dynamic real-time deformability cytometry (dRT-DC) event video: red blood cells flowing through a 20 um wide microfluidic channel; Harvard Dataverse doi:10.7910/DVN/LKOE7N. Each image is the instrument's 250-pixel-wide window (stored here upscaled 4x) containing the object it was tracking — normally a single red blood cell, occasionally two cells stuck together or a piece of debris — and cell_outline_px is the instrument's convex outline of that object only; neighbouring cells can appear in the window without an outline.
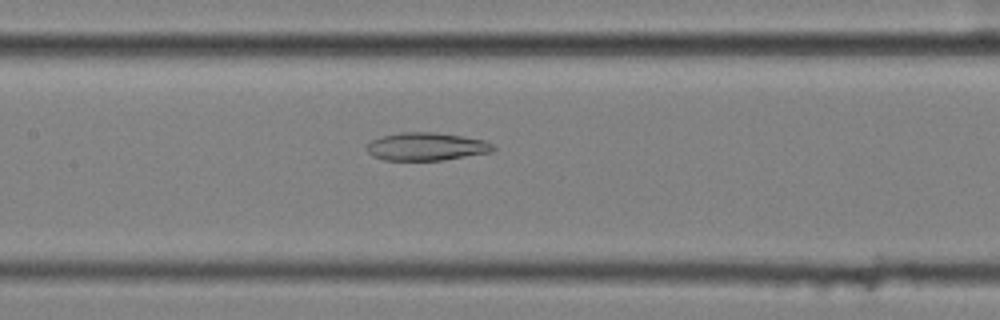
{"species": "common noctule bat (a hibernating species)", "species_latin": "Nyctalus noctula", "temperature_condition": "cold", "stored_images_in_passage": 55, "camera_frame_rate_fps": 3000, "um_per_image_px": 0.085, "animal": {"sex": "female", "body_mass_g": 25.1}, "frame": {"image": 1, "passage_image": 25, "time_ms": 8.0, "image_size_px": [1000, 320], "cell_outline_px": [[496, 148], [492, 152], [444, 160], [384, 160], [372, 156], [368, 152], [368, 144], [372, 140], [380, 136], [400, 132], [436, 132], [484, 140], [492, 144]], "centroid_in_image_um": [36.24, 12.46], "position_along_channel_um": 171.2, "area_um2": 20.58}}
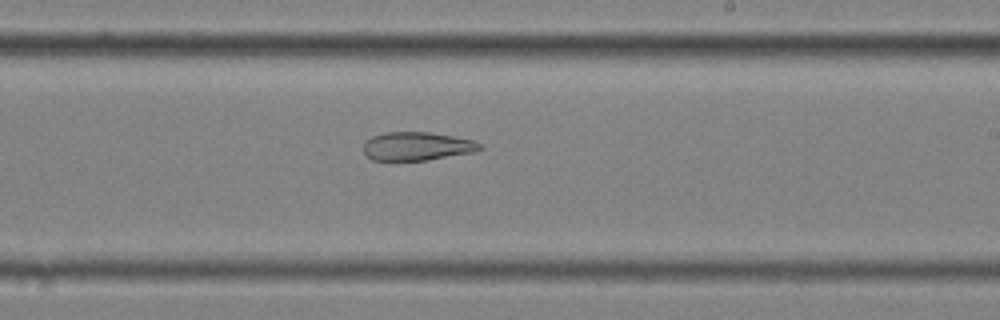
{"frame": {"image": 2, "passage_image": 32, "time_ms": 10.333, "image_size_px": [1000, 320], "cell_outline_px": [[484, 148], [472, 152], [424, 160], [372, 160], [364, 152], [364, 144], [372, 136], [384, 132], [432, 132], [472, 140], [484, 144]], "centroid_in_image_um": [35.46, 12.42], "position_along_channel_um": 253.5, "area_um2": 19.13}}
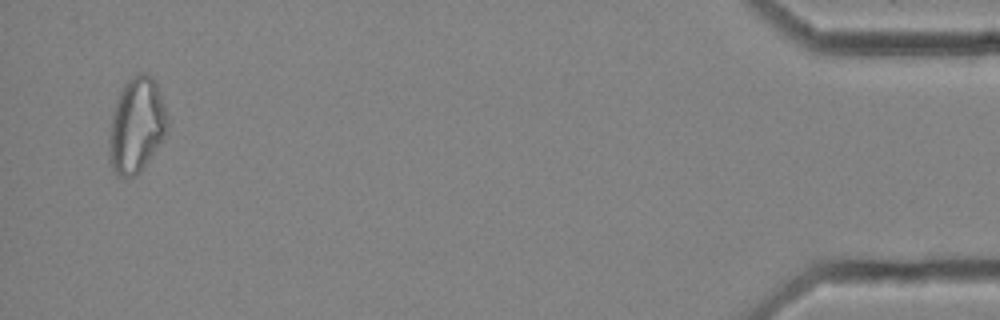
{"frame": {"image": 3, "passage_image": 53, "time_ms": 17.333, "image_size_px": [1000, 320], "cell_outline_px": [[168, 124], [164, 136], [140, 172], [132, 176], [116, 176], [108, 160], [108, 140], [112, 112], [116, 100], [124, 84], [132, 76], [140, 72], [144, 72], [152, 76], [160, 92], [168, 120]], "centroid_in_image_um": [11.57, 10.64], "position_along_channel_um": 423.6, "area_um2": 32.31}, "authors_computed_cell_mechanics": {"area_um2": 27.3972, "velocity_mm_per_s": 3.5413, "shape_relaxation_time_tau1_ms": null, "shape_relaxation_time_tau2_ms": 8.941, "deformation_change_tau1": null, "deformation_change_tau2": 0.2074}}